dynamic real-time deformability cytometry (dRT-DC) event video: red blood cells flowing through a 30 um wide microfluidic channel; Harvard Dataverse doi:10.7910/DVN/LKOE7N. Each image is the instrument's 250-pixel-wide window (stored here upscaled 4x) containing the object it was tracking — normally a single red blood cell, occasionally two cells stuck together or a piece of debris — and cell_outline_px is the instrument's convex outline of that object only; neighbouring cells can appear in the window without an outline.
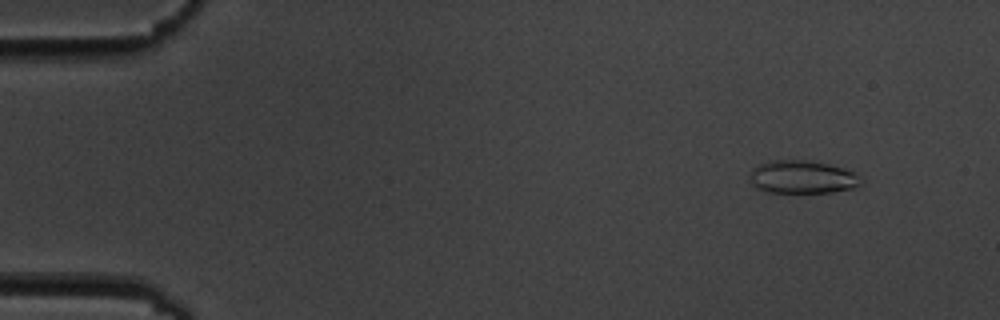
{"species": "common noctule bat (a hibernating species)", "species_latin": "Nyctalus noctula", "temperature_condition": "cold", "stored_images_in_passage": 5, "camera_frame_rate_fps": 3000, "um_per_image_px": 0.085, "animal": {"sex": "male", "body_mass_g": 19.5, "forearm_length_mm": 54.6}, "frame": {"image": 1, "passage_image": 2, "time_ms": 1.333, "image_size_px": [1000, 320], "cell_outline_px": [[856, 184], [852, 188], [832, 192], [768, 192], [756, 188], [752, 184], [752, 168], [760, 164], [772, 160], [812, 160], [844, 168], [856, 172]], "centroid_in_image_um": [68.15, 15.03], "position_along_channel_um": 16.9, "area_um2": 20.92}}
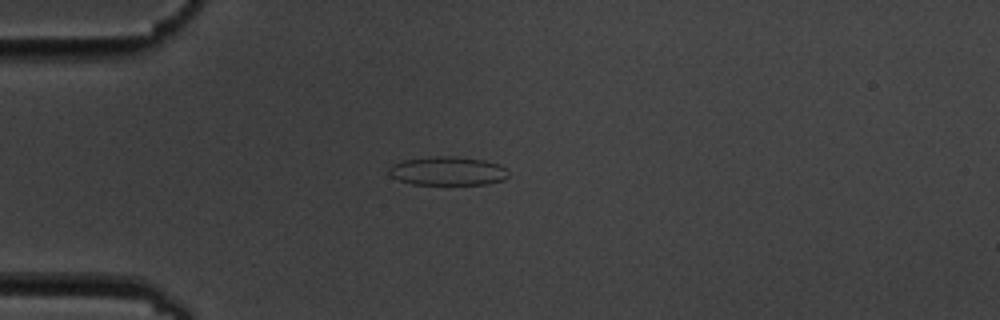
{"frame": {"image": 2, "passage_image": 5, "time_ms": 4.667, "image_size_px": [1000, 320], "cell_outline_px": [[508, 176], [504, 180], [484, 184], [412, 184], [400, 180], [392, 176], [388, 172], [388, 168], [392, 164], [404, 160], [436, 156], [452, 156], [484, 160], [500, 164], [508, 172]], "centroid_in_image_um": [38.06, 14.53], "position_along_channel_um": 46.9, "area_um2": 19.88}}